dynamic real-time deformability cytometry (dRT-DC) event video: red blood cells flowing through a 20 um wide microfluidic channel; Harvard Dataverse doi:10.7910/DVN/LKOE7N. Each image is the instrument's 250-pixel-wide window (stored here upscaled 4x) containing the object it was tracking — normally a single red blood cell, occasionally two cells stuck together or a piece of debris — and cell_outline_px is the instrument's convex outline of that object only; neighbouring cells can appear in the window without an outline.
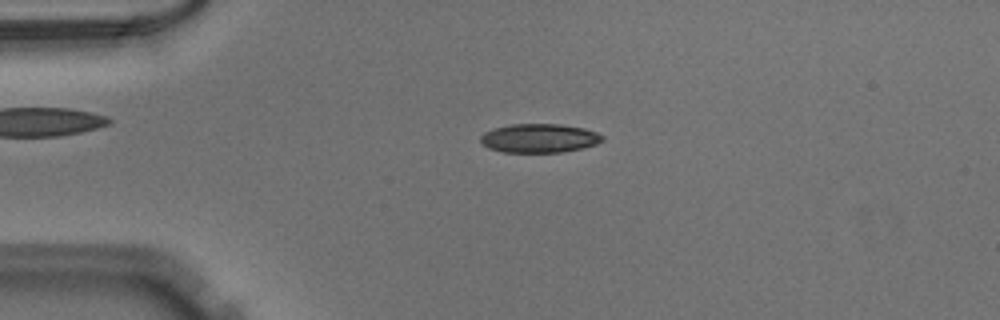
{"species": "Egyptian fruit bat (a non-hibernating species)", "species_latin": "Rousettus aegyptiacus", "temperature_condition": "warm", "stored_images_in_passage": 42, "camera_frame_rate_fps": 3000, "um_per_image_px": 0.085, "animal": {"sex": "male"}, "frame": {"image": 1, "passage_image": 3, "time_ms": 0.667, "image_size_px": [1000, 320], "cell_outline_px": [[604, 140], [596, 144], [580, 148], [560, 152], [504, 152], [488, 148], [480, 140], [480, 136], [484, 132], [496, 128], [512, 124], [560, 124], [584, 128], [596, 132], [604, 136]], "centroid_in_image_um": [45.85, 11.74], "position_along_channel_um": 39.2, "area_um2": 20.35}}
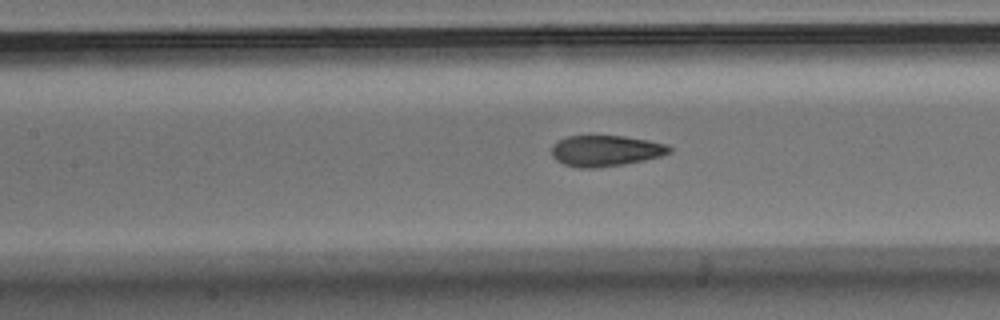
{"frame": {"image": 2, "passage_image": 14, "time_ms": 4.333, "image_size_px": [1000, 320], "cell_outline_px": [[672, 152], [660, 156], [644, 160], [624, 164], [596, 168], [580, 168], [564, 164], [556, 160], [552, 156], [552, 144], [568, 136], [624, 136], [648, 140], [668, 144], [672, 148]], "centroid_in_image_um": [51.5, 12.82], "position_along_channel_um": 155.9, "area_um2": 21.27}}
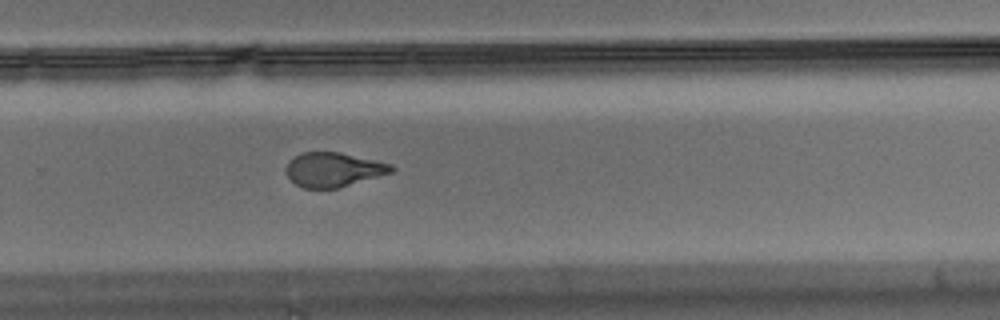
{"frame": {"image": 3, "passage_image": 25, "time_ms": 8.0, "image_size_px": [1000, 320], "cell_outline_px": [[396, 168], [392, 172], [340, 188], [304, 188], [296, 184], [284, 172], [284, 168], [288, 160], [300, 152], [340, 152], [392, 164]], "centroid_in_image_um": [28.31, 14.41], "position_along_channel_um": 301.5, "area_um2": 21.27}}